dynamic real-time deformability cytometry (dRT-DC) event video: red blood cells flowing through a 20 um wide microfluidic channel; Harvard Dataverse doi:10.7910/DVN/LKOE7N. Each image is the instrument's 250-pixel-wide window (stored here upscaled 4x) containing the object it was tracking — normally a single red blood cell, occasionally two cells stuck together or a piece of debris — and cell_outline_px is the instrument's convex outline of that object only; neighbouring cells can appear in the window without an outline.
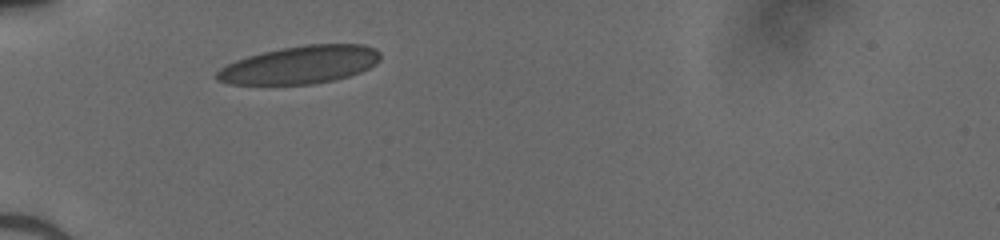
{"species": "human", "species_latin": "Homo sapiens", "temperature_condition": "cold", "stored_images_in_passage": 27, "camera_frame_rate_fps": 3000, "um_per_image_px": 0.085, "donor": {"sex": "male"}, "frame": {"image": 1, "passage_image": 1, "time_ms": 0.0, "image_size_px": [1000, 240], "cell_outline_px": [[380, 60], [376, 64], [360, 72], [348, 76], [332, 80], [312, 84], [228, 84], [216, 80], [216, 72], [220, 68], [236, 60], [248, 56], [280, 48], [304, 44], [364, 44], [376, 48], [380, 52]], "centroid_in_image_um": [25.52, 5.5], "position_along_channel_um": 59.5, "area_um2": 36.07}}
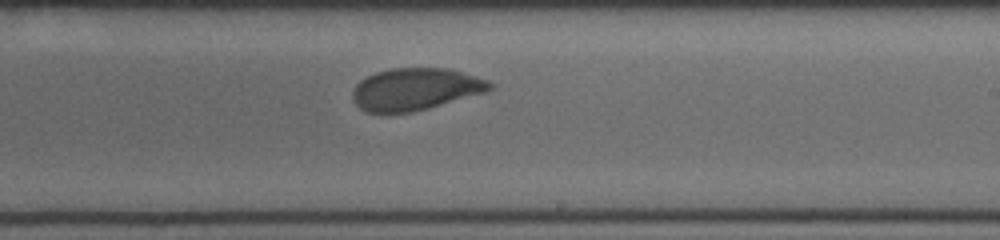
{"frame": {"image": 2, "passage_image": 16, "time_ms": 5.0, "image_size_px": [1000, 240], "cell_outline_px": [[492, 88], [488, 92], [428, 108], [412, 112], [364, 112], [352, 100], [352, 88], [360, 80], [376, 72], [392, 68], [448, 68], [476, 76], [488, 80], [492, 84]], "centroid_in_image_um": [35.3, 7.58], "position_along_channel_um": 253.7, "area_um2": 33.76}}
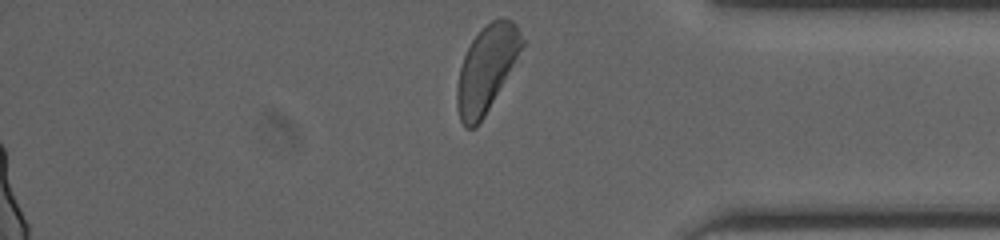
{"frame": {"image": 3, "passage_image": 27, "time_ms": 8.667, "image_size_px": [1000, 240], "cell_outline_px": [[524, 44], [484, 116], [476, 128], [464, 128], [460, 120], [456, 104], [456, 88], [460, 68], [464, 56], [472, 40], [492, 20], [500, 16], [504, 16], [512, 20], [516, 24], [524, 40]], "centroid_in_image_um": [41.33, 5.84], "position_along_channel_um": 393.9, "area_um2": 31.91}}